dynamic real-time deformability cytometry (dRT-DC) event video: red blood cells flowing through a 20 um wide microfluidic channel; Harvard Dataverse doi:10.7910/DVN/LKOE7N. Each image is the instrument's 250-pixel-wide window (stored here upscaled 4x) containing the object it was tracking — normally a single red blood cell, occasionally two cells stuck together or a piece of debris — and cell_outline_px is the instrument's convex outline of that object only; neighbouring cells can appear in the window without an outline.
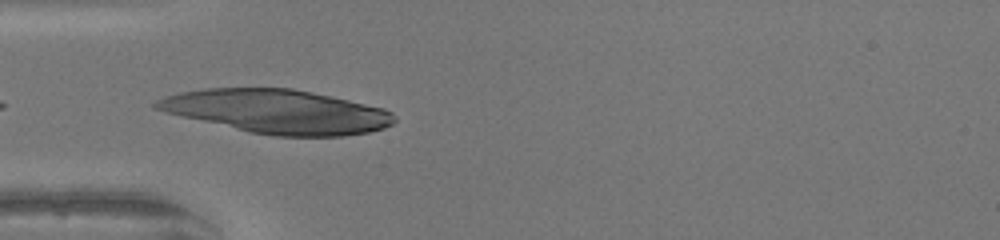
{"species": "human", "species_latin": "Homo sapiens", "temperature_condition": "warm", "stored_images_in_passage": 4, "camera_frame_rate_fps": 3000, "um_per_image_px": 0.085, "donor": {"sex": "female"}, "frame": {"image": 1, "passage_image": 1, "time_ms": 0.0, "image_size_px": [1000, 240], "cell_outline_px": [[396, 120], [392, 124], [384, 128], [368, 132], [344, 136], [272, 136], [248, 132], [152, 108], [152, 104], [156, 100], [164, 96], [180, 92], [204, 88], [292, 88], [332, 96], [384, 108], [392, 112], [396, 116]], "centroid_in_image_um": [23.59, 9.47], "position_along_channel_um": 61.4, "area_um2": 60.69}}
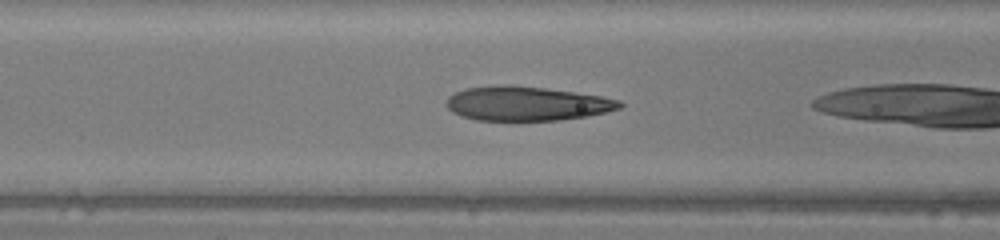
{"frame": {"image": 2, "passage_image": 3, "time_ms": 0.667, "image_size_px": [1000, 240], "cell_outline_px": [[624, 104], [620, 108], [604, 112], [584, 116], [560, 120], [476, 120], [460, 116], [452, 112], [444, 104], [448, 96], [464, 88], [496, 84], [508, 84], [544, 88], [576, 92], [600, 96], [620, 100]], "centroid_in_image_um": [44.7, 8.79], "position_along_channel_um": 121.9, "area_um2": 34.74}}